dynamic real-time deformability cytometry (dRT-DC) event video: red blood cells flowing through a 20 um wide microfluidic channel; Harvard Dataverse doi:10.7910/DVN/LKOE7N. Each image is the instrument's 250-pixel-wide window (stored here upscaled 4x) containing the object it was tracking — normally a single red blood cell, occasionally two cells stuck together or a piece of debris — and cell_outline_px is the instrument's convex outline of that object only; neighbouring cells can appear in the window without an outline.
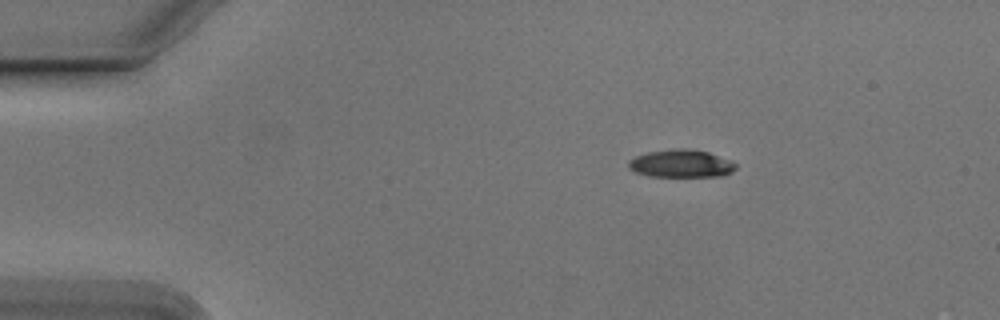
{"species": "Egyptian fruit bat (a non-hibernating species)", "species_latin": "Rousettus aegyptiacus", "temperature_condition": "cold", "stored_images_in_passage": 46, "camera_frame_rate_fps": 3000, "um_per_image_px": 0.085, "animal": {"sex": "male"}, "frame": {"image": 1, "passage_image": 1, "time_ms": 0.0, "image_size_px": [1000, 320], "cell_outline_px": [[736, 168], [732, 172], [720, 176], [648, 176], [636, 172], [628, 168], [628, 160], [636, 156], [648, 152], [680, 148], [688, 148], [708, 152], [732, 160], [736, 164]], "centroid_in_image_um": [57.9, 13.9], "position_along_channel_um": 27.1, "area_um2": 17.34}}
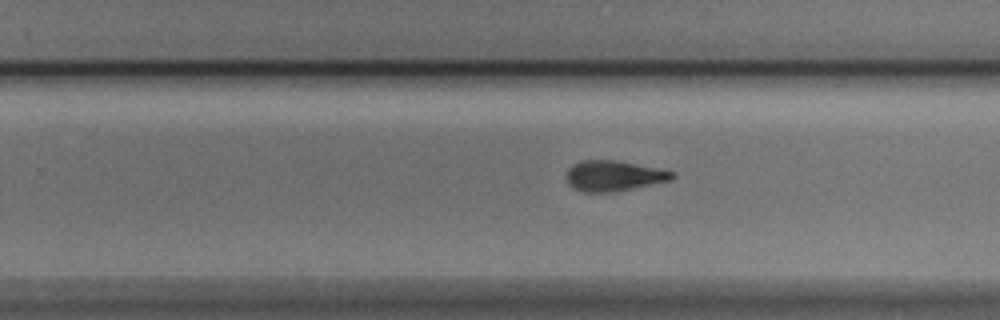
{"frame": {"image": 2, "passage_image": 26, "time_ms": 8.333, "image_size_px": [1000, 320], "cell_outline_px": [[676, 176], [672, 180], [612, 192], [580, 192], [572, 188], [568, 184], [568, 168], [572, 164], [580, 160], [612, 160], [656, 168], [676, 172]], "centroid_in_image_um": [52.15, 14.95], "position_along_channel_um": 277.7, "area_um2": 18.67}}
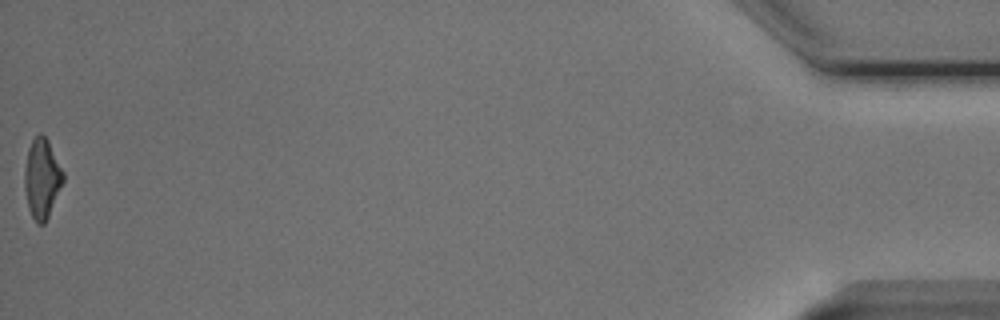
{"frame": {"image": 3, "passage_image": 46, "time_ms": 15.0, "image_size_px": [1000, 320], "cell_outline_px": [[64, 180], [48, 216], [44, 224], [36, 224], [28, 208], [24, 188], [24, 172], [28, 148], [32, 140], [40, 132], [48, 140], [64, 172]], "centroid_in_image_um": [3.56, 15.17], "position_along_channel_um": 431.6, "area_um2": 17.86}, "authors_computed_cell_mechanics": {"area_um2": 18.6983, "velocity_mm_per_s": 3.8131, "shape_relaxation_time_tau1_ms": 3.0533, "shape_relaxation_time_tau2_ms": 2.765, "deformation_change_tau1": 0.1451, "deformation_change_tau2": 0.1246}}